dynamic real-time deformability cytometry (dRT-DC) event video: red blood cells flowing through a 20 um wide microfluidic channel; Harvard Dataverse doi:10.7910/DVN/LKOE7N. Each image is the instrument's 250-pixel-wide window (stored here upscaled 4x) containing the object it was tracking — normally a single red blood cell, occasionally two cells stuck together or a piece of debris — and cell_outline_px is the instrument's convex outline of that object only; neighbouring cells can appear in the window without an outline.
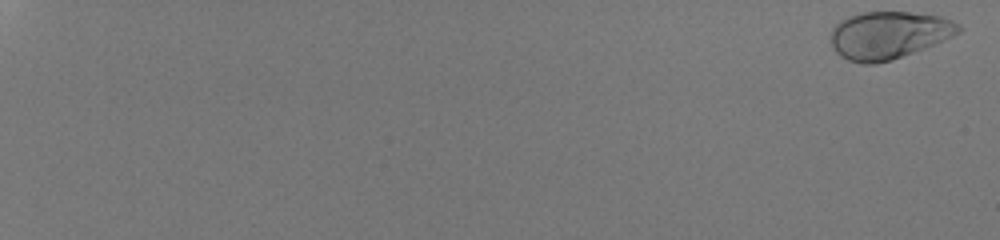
{"species": "human", "species_latin": "Homo sapiens", "temperature_condition": "room temperature", "stored_images_in_passage": 55, "camera_frame_rate_fps": 3000, "um_per_image_px": 0.085, "donor": {"sex": "male"}, "frame": {"image": 1, "passage_image": 1, "time_ms": 0.0, "image_size_px": [1000, 240], "cell_outline_px": [[964, 28], [960, 32], [952, 36], [924, 48], [892, 60], [872, 64], [864, 64], [848, 60], [840, 56], [832, 48], [832, 28], [840, 20], [848, 16], [860, 12], [908, 12], [940, 16], [952, 20], [960, 24]], "centroid_in_image_um": [75.53, 2.98], "position_along_channel_um": 9.5, "area_um2": 35.37}}
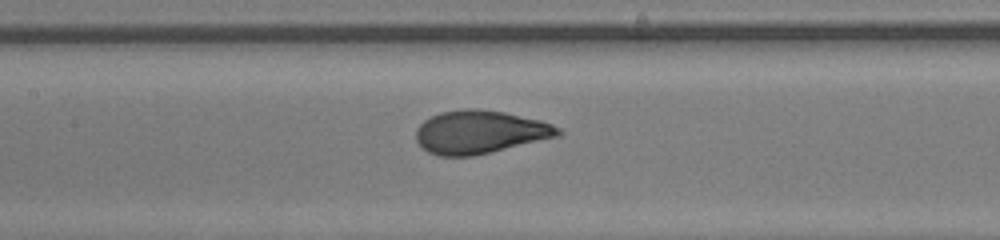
{"frame": {"image": 2, "passage_image": 32, "time_ms": 10.333, "image_size_px": [1000, 240], "cell_outline_px": [[564, 132], [560, 136], [472, 156], [440, 156], [428, 152], [420, 148], [416, 140], [416, 128], [424, 120], [440, 112], [464, 108], [472, 108], [504, 112], [540, 120], [552, 124], [560, 128]], "centroid_in_image_um": [40.77, 11.22], "position_along_channel_um": 166.6, "area_um2": 35.84}}
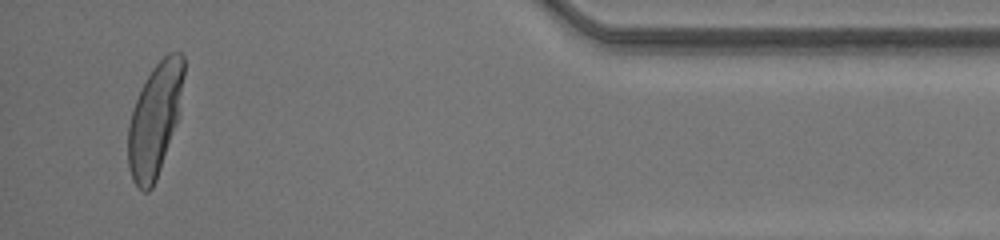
{"frame": {"image": 3, "passage_image": 53, "time_ms": 17.333, "image_size_px": [1000, 240], "cell_outline_px": [[184, 76], [180, 116], [156, 180], [152, 188], [148, 192], [144, 192], [132, 180], [128, 168], [128, 124], [136, 100], [152, 68], [168, 52], [180, 52], [184, 56]], "centroid_in_image_um": [13.19, 10.17], "position_along_channel_um": 422.0, "area_um2": 36.76}, "authors_computed_cell_mechanics": {"area_um2": 35.1424, "velocity_mm_per_s": 4.2455, "shape_relaxation_time_tau1_ms": 2.7004, "shape_relaxation_time_tau2_ms": null, "deformation_change_tau1": 0.1871, "deformation_change_tau2": null}}